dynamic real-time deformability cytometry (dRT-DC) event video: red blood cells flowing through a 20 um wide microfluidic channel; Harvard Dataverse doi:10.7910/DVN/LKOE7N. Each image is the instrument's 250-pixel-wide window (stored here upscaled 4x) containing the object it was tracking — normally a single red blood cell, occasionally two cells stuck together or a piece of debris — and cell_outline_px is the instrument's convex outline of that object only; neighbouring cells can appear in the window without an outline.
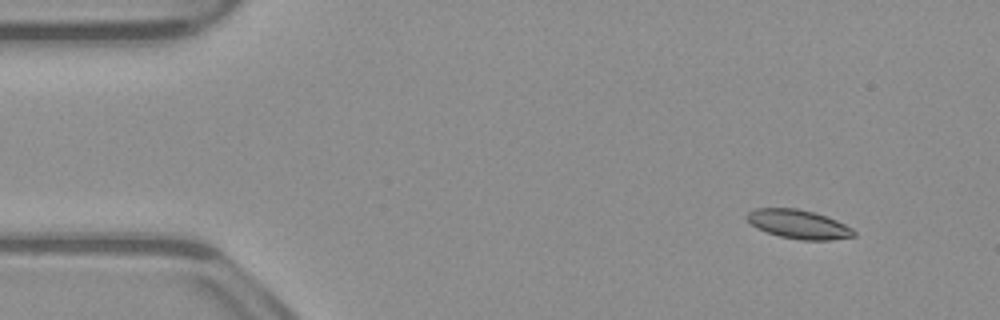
{"species": "common noctule bat (a hibernating species)", "species_latin": "Nyctalus noctula", "temperature_condition": "warm", "stored_images_in_passage": 53, "camera_frame_rate_fps": 3000, "um_per_image_px": 0.085, "animal": {"sex": "male", "body_mass_g": 23.1, "forearm_length_mm": 52.7}, "frame": {"image": 1, "passage_image": 5, "time_ms": 1.333, "image_size_px": [1000, 320], "cell_outline_px": [[856, 236], [832, 240], [800, 240], [780, 236], [756, 228], [744, 216], [748, 212], [756, 208], [796, 208], [812, 212], [836, 220], [852, 228], [856, 232]], "centroid_in_image_um": [67.88, 19.06], "position_along_channel_um": 17.1, "area_um2": 17.92}}
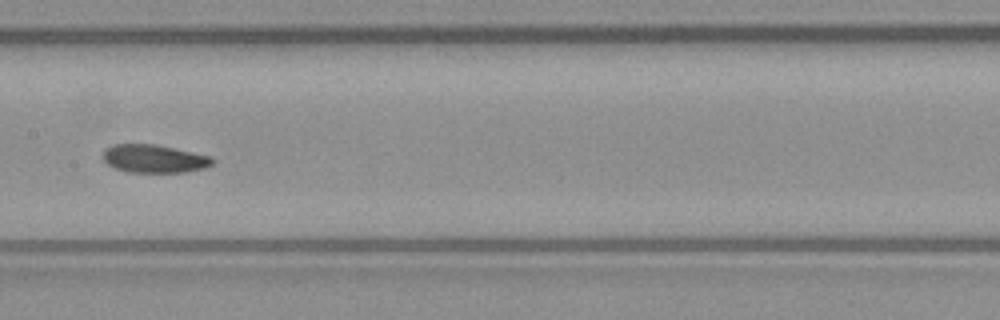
{"frame": {"image": 2, "passage_image": 26, "time_ms": 8.333, "image_size_px": [1000, 320], "cell_outline_px": [[216, 160], [212, 164], [204, 168], [184, 172], [128, 172], [116, 168], [108, 164], [104, 160], [104, 148], [112, 144], [156, 144], [212, 156]], "centroid_in_image_um": [13.12, 13.48], "position_along_channel_um": 194.3, "area_um2": 17.98}}
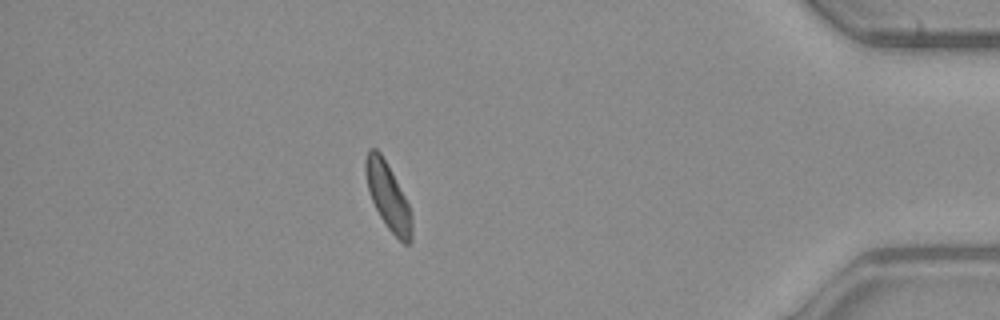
{"frame": {"image": 3, "passage_image": 46, "time_ms": 15.0, "image_size_px": [1000, 320], "cell_outline_px": [[412, 240], [408, 244], [404, 244], [388, 228], [380, 216], [372, 200], [368, 188], [364, 168], [364, 160], [368, 148], [376, 148], [380, 152], [404, 196], [408, 204], [412, 220]], "centroid_in_image_um": [32.96, 16.68], "position_along_channel_um": 402.2, "area_um2": 17.51}, "authors_computed_cell_mechanics": {"area_um2": 18.0914, "velocity_mm_per_s": 3.8684, "shape_relaxation_time_tau1_ms": 6.3249, "shape_relaxation_time_tau2_ms": 4.7201, "deformation_change_tau1": 0.1489, "deformation_change_tau2": 0.1168}}